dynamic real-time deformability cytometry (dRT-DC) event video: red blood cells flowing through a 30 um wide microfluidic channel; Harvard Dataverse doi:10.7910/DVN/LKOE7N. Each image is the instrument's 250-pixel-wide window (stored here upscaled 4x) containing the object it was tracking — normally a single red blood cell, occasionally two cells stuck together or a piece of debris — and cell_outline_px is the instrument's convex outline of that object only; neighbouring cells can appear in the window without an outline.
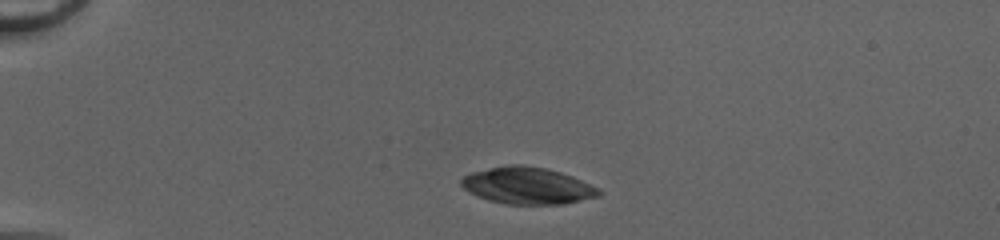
{"species": "common noctule bat (a hibernating species)", "species_latin": "Nyctalus noctula", "temperature_condition": "cold", "stored_images_in_passage": 39, "camera_frame_rate_fps": 3000, "um_per_image_px": 0.085, "animal": {"sex": "female", "body_mass_g": 20.0, "forearm_length_mm": 54.0}, "frame": {"image": 1, "passage_image": 1, "time_ms": 0.0, "image_size_px": [1000, 240], "cell_outline_px": [[604, 192], [600, 196], [564, 204], [504, 204], [488, 200], [476, 196], [468, 192], [460, 184], [460, 180], [464, 176], [472, 172], [508, 164], [524, 164], [544, 168], [560, 172], [572, 176], [600, 188]], "centroid_in_image_um": [44.85, 15.79], "position_along_channel_um": 40.2, "area_um2": 29.77}}
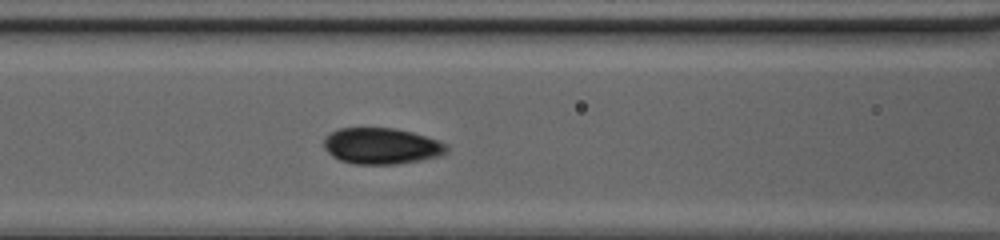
{"frame": {"image": 2, "passage_image": 12, "time_ms": 3.667, "image_size_px": [1000, 240], "cell_outline_px": [[448, 152], [440, 156], [420, 160], [396, 164], [356, 164], [340, 160], [332, 156], [324, 148], [324, 136], [336, 128], [396, 128], [412, 132], [448, 144]], "centroid_in_image_um": [32.41, 12.4], "position_along_channel_um": 134.2, "area_um2": 26.01}}
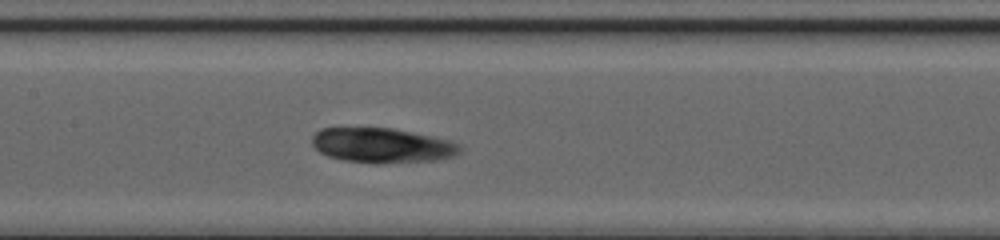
{"frame": {"image": 3, "passage_image": 15, "time_ms": 4.667, "image_size_px": [1000, 240], "cell_outline_px": [[460, 152], [452, 156], [436, 160], [344, 160], [328, 156], [320, 152], [312, 144], [312, 136], [320, 128], [392, 128], [448, 140], [460, 144]], "centroid_in_image_um": [32.43, 12.3], "position_along_channel_um": 175.0, "area_um2": 28.5}}